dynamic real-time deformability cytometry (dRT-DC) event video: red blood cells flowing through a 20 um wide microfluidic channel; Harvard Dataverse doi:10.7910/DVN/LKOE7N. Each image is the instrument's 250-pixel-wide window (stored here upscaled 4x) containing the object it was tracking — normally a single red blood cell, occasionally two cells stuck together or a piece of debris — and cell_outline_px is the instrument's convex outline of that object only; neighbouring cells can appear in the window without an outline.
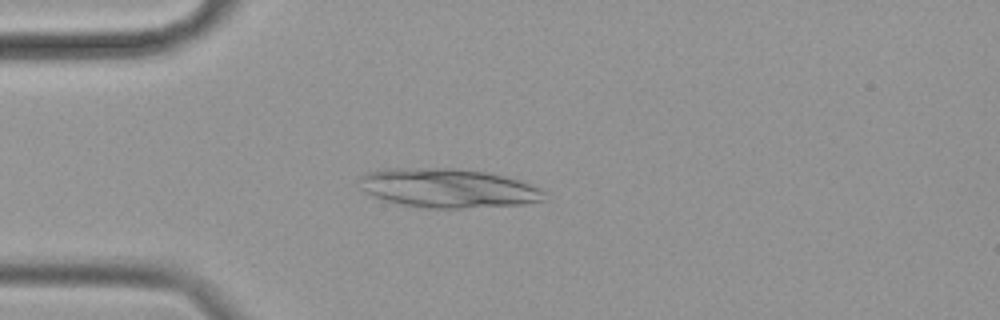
{"species": "common noctule bat (a hibernating species)", "species_latin": "Nyctalus noctula", "temperature_condition": "cold", "stored_images_in_passage": 51, "camera_frame_rate_fps": 3000, "um_per_image_px": 0.085, "animal": {"sex": "female", "body_mass_g": 19.9}, "frame": {"image": 1, "passage_image": 9, "time_ms": 2.667, "image_size_px": [1000, 320], "cell_outline_px": [[548, 200], [524, 204], [464, 208], [424, 208], [384, 200], [372, 196], [360, 188], [360, 176], [368, 172], [384, 168], [452, 168], [488, 172], [520, 180], [544, 192]], "centroid_in_image_um": [38.07, 15.99], "position_along_channel_um": 46.9, "area_um2": 42.14}}
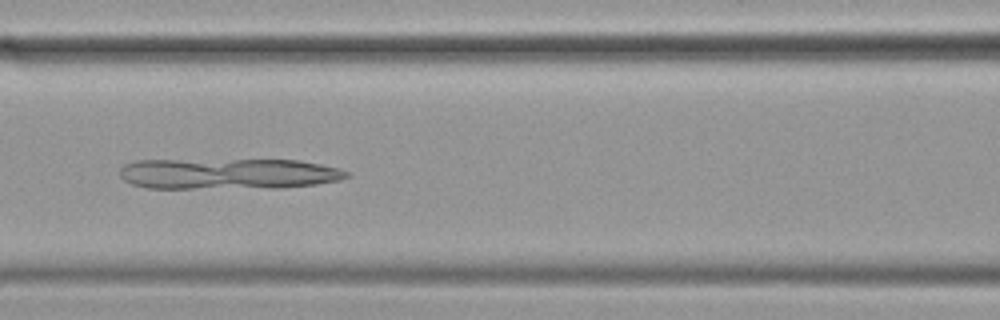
{"frame": {"image": 2, "passage_image": 19, "time_ms": 6.0, "image_size_px": [1000, 320], "cell_outline_px": [[352, 176], [340, 180], [316, 184], [280, 188], [148, 188], [132, 184], [124, 180], [120, 176], [120, 168], [124, 164], [136, 160], [300, 160], [340, 168], [348, 172]], "centroid_in_image_um": [19.42, 14.77], "position_along_channel_um": 147.2, "area_um2": 41.15}}
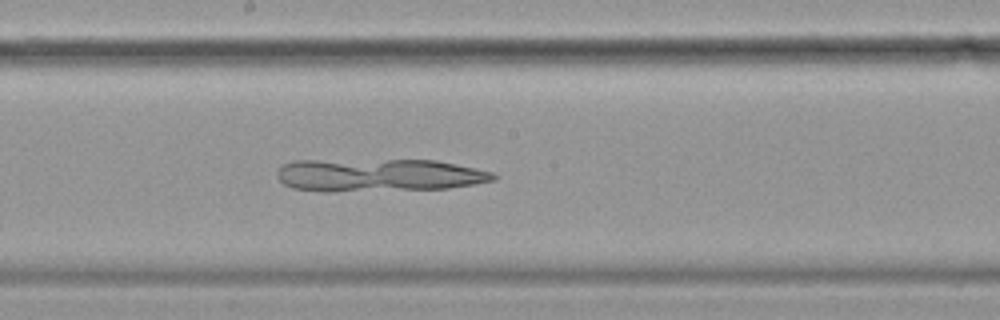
{"frame": {"image": 3, "passage_image": 25, "time_ms": 8.0, "image_size_px": [1000, 320], "cell_outline_px": [[500, 176], [496, 180], [448, 188], [332, 192], [328, 192], [292, 188], [284, 184], [276, 176], [276, 172], [284, 164], [292, 160], [436, 160], [476, 168], [492, 172]], "centroid_in_image_um": [32.18, 14.88], "position_along_channel_um": 216.0, "area_um2": 41.67}}